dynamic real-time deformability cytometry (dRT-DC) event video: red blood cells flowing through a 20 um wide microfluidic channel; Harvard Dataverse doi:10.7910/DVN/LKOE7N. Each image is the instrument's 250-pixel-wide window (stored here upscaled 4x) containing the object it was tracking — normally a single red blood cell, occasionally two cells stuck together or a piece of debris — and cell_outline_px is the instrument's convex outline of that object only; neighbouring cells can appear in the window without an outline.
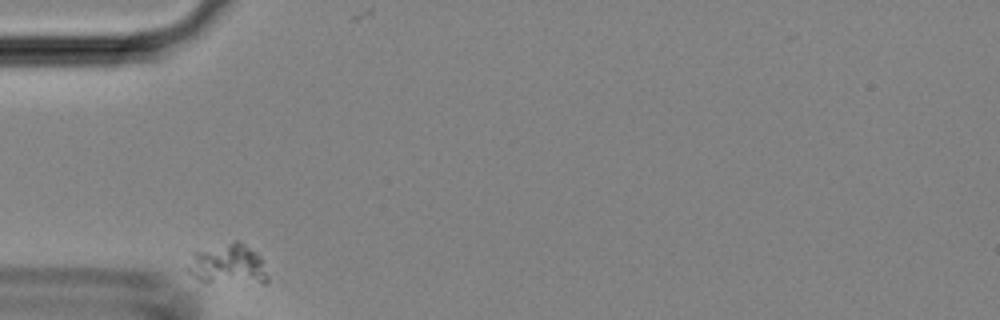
{"species": "Egyptian fruit bat (a non-hibernating species)", "species_latin": "Rousettus aegyptiacus", "temperature_condition": "room temperature", "stored_images_in_passage": 29, "camera_frame_rate_fps": 3000, "um_per_image_px": 0.085, "animal": {"sex": "female"}, "frame": {"image": 1, "passage_image": 1, "time_ms": 0.0, "image_size_px": [1000, 320], "cell_outline_px": [[268, 280], [264, 284], [260, 284], [200, 280], [192, 276], [184, 268], [192, 252], [236, 240], [240, 240], [256, 252], [260, 256], [268, 276]], "centroid_in_image_um": [19.36, 22.46], "position_along_channel_um": 65.6, "area_um2": 19.07}}
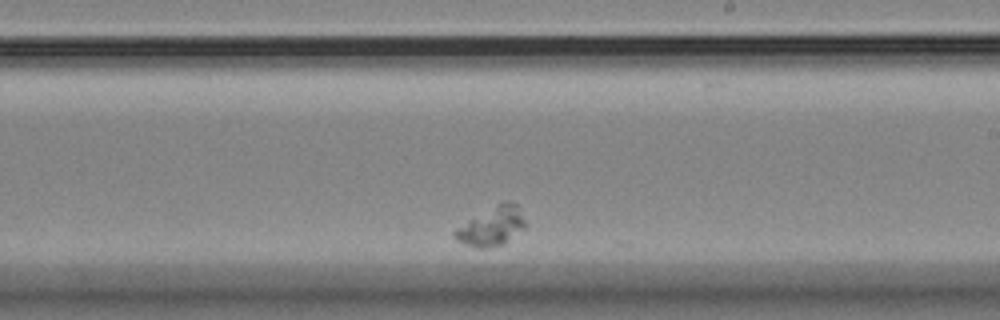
{"frame": {"image": 2, "passage_image": 18, "time_ms": 5.667, "image_size_px": [1000, 320], "cell_outline_px": [[528, 224], [524, 228], [500, 244], [488, 248], [476, 248], [460, 240], [452, 232], [456, 228], [500, 204], [508, 200], [516, 204]], "centroid_in_image_um": [41.85, 19.25], "position_along_channel_um": 247.1, "area_um2": 14.91}}
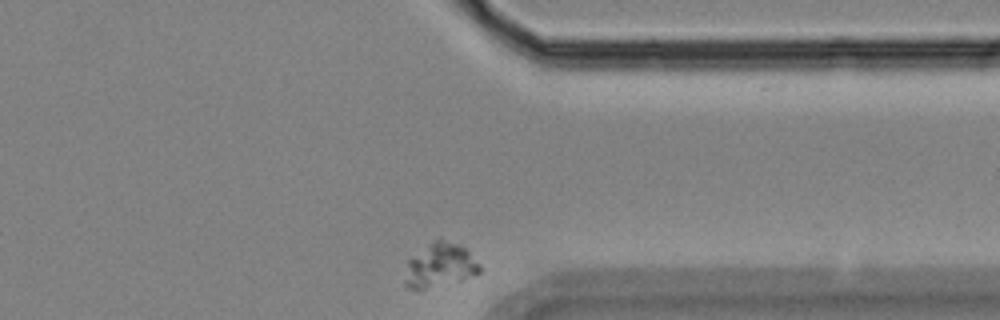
{"frame": {"image": 3, "passage_image": 29, "time_ms": 9.333, "image_size_px": [1000, 320], "cell_outline_px": [[480, 272], [460, 280], [424, 288], [408, 288], [404, 284], [404, 280], [408, 260], [436, 240], [440, 240], [460, 244], [480, 264]], "centroid_in_image_um": [37.39, 22.56], "position_along_channel_um": 374.0, "area_um2": 18.32}}